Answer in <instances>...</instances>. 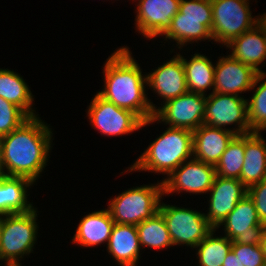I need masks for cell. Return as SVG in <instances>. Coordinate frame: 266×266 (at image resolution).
Wrapping results in <instances>:
<instances>
[{
  "mask_svg": "<svg viewBox=\"0 0 266 266\" xmlns=\"http://www.w3.org/2000/svg\"><path fill=\"white\" fill-rule=\"evenodd\" d=\"M102 67L103 82L96 93L116 106L135 113L143 122L154 116L158 106L147 93V77L130 48L121 46L108 56Z\"/></svg>",
  "mask_w": 266,
  "mask_h": 266,
  "instance_id": "cell-1",
  "label": "cell"
},
{
  "mask_svg": "<svg viewBox=\"0 0 266 266\" xmlns=\"http://www.w3.org/2000/svg\"><path fill=\"white\" fill-rule=\"evenodd\" d=\"M40 115L0 138L7 176L24 177L34 184L43 176L53 149V131Z\"/></svg>",
  "mask_w": 266,
  "mask_h": 266,
  "instance_id": "cell-2",
  "label": "cell"
},
{
  "mask_svg": "<svg viewBox=\"0 0 266 266\" xmlns=\"http://www.w3.org/2000/svg\"><path fill=\"white\" fill-rule=\"evenodd\" d=\"M166 127L120 175L144 171L162 174L163 181L184 161L193 158V131Z\"/></svg>",
  "mask_w": 266,
  "mask_h": 266,
  "instance_id": "cell-3",
  "label": "cell"
},
{
  "mask_svg": "<svg viewBox=\"0 0 266 266\" xmlns=\"http://www.w3.org/2000/svg\"><path fill=\"white\" fill-rule=\"evenodd\" d=\"M212 4L211 0H180L179 11L172 18L171 26L161 36L163 41H168L173 49L170 51L185 49L188 45L199 42H211L212 29ZM208 40V41H207Z\"/></svg>",
  "mask_w": 266,
  "mask_h": 266,
  "instance_id": "cell-4",
  "label": "cell"
},
{
  "mask_svg": "<svg viewBox=\"0 0 266 266\" xmlns=\"http://www.w3.org/2000/svg\"><path fill=\"white\" fill-rule=\"evenodd\" d=\"M36 206L26 213L3 215L0 233V265L17 264L34 253L38 244L39 212ZM38 221V222H37ZM4 261V262H3ZM3 262V263H2Z\"/></svg>",
  "mask_w": 266,
  "mask_h": 266,
  "instance_id": "cell-5",
  "label": "cell"
},
{
  "mask_svg": "<svg viewBox=\"0 0 266 266\" xmlns=\"http://www.w3.org/2000/svg\"><path fill=\"white\" fill-rule=\"evenodd\" d=\"M161 200H165L163 182L157 180V183L133 186L110 197L107 209L115 223L137 226L159 211Z\"/></svg>",
  "mask_w": 266,
  "mask_h": 266,
  "instance_id": "cell-6",
  "label": "cell"
},
{
  "mask_svg": "<svg viewBox=\"0 0 266 266\" xmlns=\"http://www.w3.org/2000/svg\"><path fill=\"white\" fill-rule=\"evenodd\" d=\"M211 4V34L221 48L259 23V14L252 15L251 0H211Z\"/></svg>",
  "mask_w": 266,
  "mask_h": 266,
  "instance_id": "cell-7",
  "label": "cell"
},
{
  "mask_svg": "<svg viewBox=\"0 0 266 266\" xmlns=\"http://www.w3.org/2000/svg\"><path fill=\"white\" fill-rule=\"evenodd\" d=\"M159 212L165 219L172 243L175 246L194 248L214 229L205 213L191 207L166 204L162 200Z\"/></svg>",
  "mask_w": 266,
  "mask_h": 266,
  "instance_id": "cell-8",
  "label": "cell"
},
{
  "mask_svg": "<svg viewBox=\"0 0 266 266\" xmlns=\"http://www.w3.org/2000/svg\"><path fill=\"white\" fill-rule=\"evenodd\" d=\"M206 97L188 91L168 100L154 112L153 117L142 123L141 128L160 123L168 127L195 131L204 124Z\"/></svg>",
  "mask_w": 266,
  "mask_h": 266,
  "instance_id": "cell-9",
  "label": "cell"
},
{
  "mask_svg": "<svg viewBox=\"0 0 266 266\" xmlns=\"http://www.w3.org/2000/svg\"><path fill=\"white\" fill-rule=\"evenodd\" d=\"M87 106L89 125L103 137H122L142 130L143 121L132 111L120 108L97 93Z\"/></svg>",
  "mask_w": 266,
  "mask_h": 266,
  "instance_id": "cell-10",
  "label": "cell"
},
{
  "mask_svg": "<svg viewBox=\"0 0 266 266\" xmlns=\"http://www.w3.org/2000/svg\"><path fill=\"white\" fill-rule=\"evenodd\" d=\"M204 124L230 130L235 135L251 133L248 122L247 99L238 95L217 92L208 94Z\"/></svg>",
  "mask_w": 266,
  "mask_h": 266,
  "instance_id": "cell-11",
  "label": "cell"
},
{
  "mask_svg": "<svg viewBox=\"0 0 266 266\" xmlns=\"http://www.w3.org/2000/svg\"><path fill=\"white\" fill-rule=\"evenodd\" d=\"M215 177V166L191 158L162 181L164 196H173L174 193L204 196L212 187Z\"/></svg>",
  "mask_w": 266,
  "mask_h": 266,
  "instance_id": "cell-12",
  "label": "cell"
},
{
  "mask_svg": "<svg viewBox=\"0 0 266 266\" xmlns=\"http://www.w3.org/2000/svg\"><path fill=\"white\" fill-rule=\"evenodd\" d=\"M219 228L232 243L257 245L261 243L266 225L259 220L255 204L247 194L216 229Z\"/></svg>",
  "mask_w": 266,
  "mask_h": 266,
  "instance_id": "cell-13",
  "label": "cell"
},
{
  "mask_svg": "<svg viewBox=\"0 0 266 266\" xmlns=\"http://www.w3.org/2000/svg\"><path fill=\"white\" fill-rule=\"evenodd\" d=\"M135 2V32L145 40H154L171 26L179 11L180 0H131Z\"/></svg>",
  "mask_w": 266,
  "mask_h": 266,
  "instance_id": "cell-14",
  "label": "cell"
},
{
  "mask_svg": "<svg viewBox=\"0 0 266 266\" xmlns=\"http://www.w3.org/2000/svg\"><path fill=\"white\" fill-rule=\"evenodd\" d=\"M147 91L160 98L158 108L168 100L188 92L182 59L175 53L170 59L146 72Z\"/></svg>",
  "mask_w": 266,
  "mask_h": 266,
  "instance_id": "cell-15",
  "label": "cell"
},
{
  "mask_svg": "<svg viewBox=\"0 0 266 266\" xmlns=\"http://www.w3.org/2000/svg\"><path fill=\"white\" fill-rule=\"evenodd\" d=\"M207 194L208 210L205 211V217L213 228H217L248 194V189L239 179L216 175Z\"/></svg>",
  "mask_w": 266,
  "mask_h": 266,
  "instance_id": "cell-16",
  "label": "cell"
},
{
  "mask_svg": "<svg viewBox=\"0 0 266 266\" xmlns=\"http://www.w3.org/2000/svg\"><path fill=\"white\" fill-rule=\"evenodd\" d=\"M258 74L252 67L234 59L228 53L221 54L215 62L213 92L245 97L242 94L251 90Z\"/></svg>",
  "mask_w": 266,
  "mask_h": 266,
  "instance_id": "cell-17",
  "label": "cell"
},
{
  "mask_svg": "<svg viewBox=\"0 0 266 266\" xmlns=\"http://www.w3.org/2000/svg\"><path fill=\"white\" fill-rule=\"evenodd\" d=\"M224 48L229 55L252 67L259 74L266 73V32L258 23L252 29L232 39ZM263 66V67H261Z\"/></svg>",
  "mask_w": 266,
  "mask_h": 266,
  "instance_id": "cell-18",
  "label": "cell"
},
{
  "mask_svg": "<svg viewBox=\"0 0 266 266\" xmlns=\"http://www.w3.org/2000/svg\"><path fill=\"white\" fill-rule=\"evenodd\" d=\"M115 221L107 208L87 213L81 217L70 241L82 248L108 244Z\"/></svg>",
  "mask_w": 266,
  "mask_h": 266,
  "instance_id": "cell-19",
  "label": "cell"
},
{
  "mask_svg": "<svg viewBox=\"0 0 266 266\" xmlns=\"http://www.w3.org/2000/svg\"><path fill=\"white\" fill-rule=\"evenodd\" d=\"M234 136L230 130L202 124L193 131V158L216 166Z\"/></svg>",
  "mask_w": 266,
  "mask_h": 266,
  "instance_id": "cell-20",
  "label": "cell"
},
{
  "mask_svg": "<svg viewBox=\"0 0 266 266\" xmlns=\"http://www.w3.org/2000/svg\"><path fill=\"white\" fill-rule=\"evenodd\" d=\"M184 51L188 53L190 49H180L179 52L170 51L169 53H176L182 59L188 91L205 96L211 94L214 88L215 63L205 53L201 54L198 50L189 58Z\"/></svg>",
  "mask_w": 266,
  "mask_h": 266,
  "instance_id": "cell-21",
  "label": "cell"
},
{
  "mask_svg": "<svg viewBox=\"0 0 266 266\" xmlns=\"http://www.w3.org/2000/svg\"><path fill=\"white\" fill-rule=\"evenodd\" d=\"M105 247L119 266H137L143 254L135 225L115 223Z\"/></svg>",
  "mask_w": 266,
  "mask_h": 266,
  "instance_id": "cell-22",
  "label": "cell"
},
{
  "mask_svg": "<svg viewBox=\"0 0 266 266\" xmlns=\"http://www.w3.org/2000/svg\"><path fill=\"white\" fill-rule=\"evenodd\" d=\"M33 185L35 184L31 180L24 177H2L0 179V214L26 213L34 209L36 205L33 200L30 202L28 199L30 195L28 192L34 187Z\"/></svg>",
  "mask_w": 266,
  "mask_h": 266,
  "instance_id": "cell-23",
  "label": "cell"
},
{
  "mask_svg": "<svg viewBox=\"0 0 266 266\" xmlns=\"http://www.w3.org/2000/svg\"><path fill=\"white\" fill-rule=\"evenodd\" d=\"M261 132L245 134L244 164L240 181L247 189L266 179V139Z\"/></svg>",
  "mask_w": 266,
  "mask_h": 266,
  "instance_id": "cell-24",
  "label": "cell"
},
{
  "mask_svg": "<svg viewBox=\"0 0 266 266\" xmlns=\"http://www.w3.org/2000/svg\"><path fill=\"white\" fill-rule=\"evenodd\" d=\"M23 76L13 69L0 68V97L21 108L29 117L39 116L36 112L35 95Z\"/></svg>",
  "mask_w": 266,
  "mask_h": 266,
  "instance_id": "cell-25",
  "label": "cell"
},
{
  "mask_svg": "<svg viewBox=\"0 0 266 266\" xmlns=\"http://www.w3.org/2000/svg\"><path fill=\"white\" fill-rule=\"evenodd\" d=\"M214 228L194 249L197 266H222L231 251L232 241L225 235L216 234ZM217 235V236H216Z\"/></svg>",
  "mask_w": 266,
  "mask_h": 266,
  "instance_id": "cell-26",
  "label": "cell"
},
{
  "mask_svg": "<svg viewBox=\"0 0 266 266\" xmlns=\"http://www.w3.org/2000/svg\"><path fill=\"white\" fill-rule=\"evenodd\" d=\"M141 249L145 247L153 249H168L173 247L169 231L165 224V219L158 211L151 218L142 221L136 226Z\"/></svg>",
  "mask_w": 266,
  "mask_h": 266,
  "instance_id": "cell-27",
  "label": "cell"
},
{
  "mask_svg": "<svg viewBox=\"0 0 266 266\" xmlns=\"http://www.w3.org/2000/svg\"><path fill=\"white\" fill-rule=\"evenodd\" d=\"M253 90V91H252ZM247 98L248 122L251 132L266 131V73L258 74Z\"/></svg>",
  "mask_w": 266,
  "mask_h": 266,
  "instance_id": "cell-28",
  "label": "cell"
},
{
  "mask_svg": "<svg viewBox=\"0 0 266 266\" xmlns=\"http://www.w3.org/2000/svg\"><path fill=\"white\" fill-rule=\"evenodd\" d=\"M245 134L235 135L216 164V175L223 178L240 179L244 164Z\"/></svg>",
  "mask_w": 266,
  "mask_h": 266,
  "instance_id": "cell-29",
  "label": "cell"
},
{
  "mask_svg": "<svg viewBox=\"0 0 266 266\" xmlns=\"http://www.w3.org/2000/svg\"><path fill=\"white\" fill-rule=\"evenodd\" d=\"M29 118L21 108L0 97V138L20 127Z\"/></svg>",
  "mask_w": 266,
  "mask_h": 266,
  "instance_id": "cell-30",
  "label": "cell"
},
{
  "mask_svg": "<svg viewBox=\"0 0 266 266\" xmlns=\"http://www.w3.org/2000/svg\"><path fill=\"white\" fill-rule=\"evenodd\" d=\"M231 250L244 266H265L266 258L260 244L244 245L232 243Z\"/></svg>",
  "mask_w": 266,
  "mask_h": 266,
  "instance_id": "cell-31",
  "label": "cell"
},
{
  "mask_svg": "<svg viewBox=\"0 0 266 266\" xmlns=\"http://www.w3.org/2000/svg\"><path fill=\"white\" fill-rule=\"evenodd\" d=\"M248 196L255 204L259 220L266 225V179L250 186Z\"/></svg>",
  "mask_w": 266,
  "mask_h": 266,
  "instance_id": "cell-32",
  "label": "cell"
},
{
  "mask_svg": "<svg viewBox=\"0 0 266 266\" xmlns=\"http://www.w3.org/2000/svg\"><path fill=\"white\" fill-rule=\"evenodd\" d=\"M222 266H244L242 265L241 261L239 258L236 257V255L233 253L231 250L227 256L225 261L223 262Z\"/></svg>",
  "mask_w": 266,
  "mask_h": 266,
  "instance_id": "cell-33",
  "label": "cell"
},
{
  "mask_svg": "<svg viewBox=\"0 0 266 266\" xmlns=\"http://www.w3.org/2000/svg\"><path fill=\"white\" fill-rule=\"evenodd\" d=\"M5 176H7V174H6V169H5L4 162H3V154H2L1 144H0V179Z\"/></svg>",
  "mask_w": 266,
  "mask_h": 266,
  "instance_id": "cell-34",
  "label": "cell"
},
{
  "mask_svg": "<svg viewBox=\"0 0 266 266\" xmlns=\"http://www.w3.org/2000/svg\"><path fill=\"white\" fill-rule=\"evenodd\" d=\"M260 245H261L263 254H264L265 258H266V229H265V231L263 233Z\"/></svg>",
  "mask_w": 266,
  "mask_h": 266,
  "instance_id": "cell-35",
  "label": "cell"
},
{
  "mask_svg": "<svg viewBox=\"0 0 266 266\" xmlns=\"http://www.w3.org/2000/svg\"><path fill=\"white\" fill-rule=\"evenodd\" d=\"M258 16H259V24L263 27V29L266 32V12Z\"/></svg>",
  "mask_w": 266,
  "mask_h": 266,
  "instance_id": "cell-36",
  "label": "cell"
},
{
  "mask_svg": "<svg viewBox=\"0 0 266 266\" xmlns=\"http://www.w3.org/2000/svg\"><path fill=\"white\" fill-rule=\"evenodd\" d=\"M2 220H3V215L0 214V233H1Z\"/></svg>",
  "mask_w": 266,
  "mask_h": 266,
  "instance_id": "cell-37",
  "label": "cell"
},
{
  "mask_svg": "<svg viewBox=\"0 0 266 266\" xmlns=\"http://www.w3.org/2000/svg\"><path fill=\"white\" fill-rule=\"evenodd\" d=\"M3 266H21V265H17V264H4Z\"/></svg>",
  "mask_w": 266,
  "mask_h": 266,
  "instance_id": "cell-38",
  "label": "cell"
}]
</instances>
